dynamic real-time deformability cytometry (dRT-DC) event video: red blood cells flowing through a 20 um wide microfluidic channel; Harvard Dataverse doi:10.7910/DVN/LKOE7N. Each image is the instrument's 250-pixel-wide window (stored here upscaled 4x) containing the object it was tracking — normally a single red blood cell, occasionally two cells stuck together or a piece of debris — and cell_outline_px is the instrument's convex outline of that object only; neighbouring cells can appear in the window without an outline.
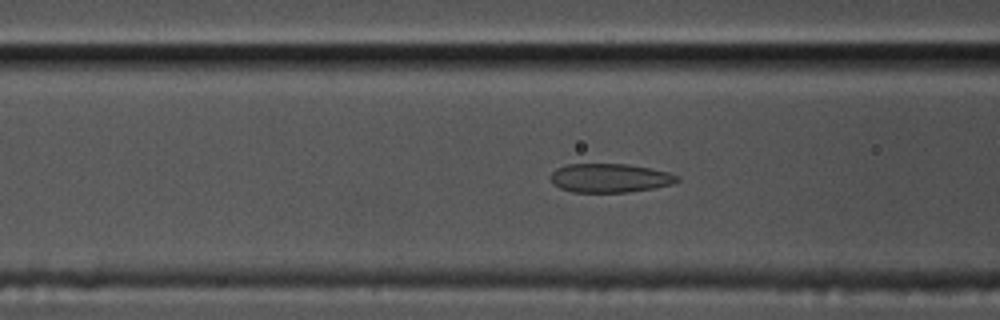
{"species": "common noctule bat (a hibernating species)", "species_latin": "Nyctalus noctula", "temperature_condition": "cold", "stored_images_in_passage": 45, "camera_frame_rate_fps": 3000, "um_per_image_px": 0.085, "animal": {"sex": "male", "body_mass_g": 17.5, "forearm_length_mm": 52.3}, "frame": {"image": 1, "passage_image": 20, "time_ms": 6.333, "image_size_px": [1000, 320], "cell_outline_px": [[680, 180], [672, 184], [652, 188], [628, 192], [572, 192], [560, 188], [552, 184], [552, 172], [556, 168], [568, 164], [628, 164], [668, 172], [680, 176]], "centroid_in_image_um": [51.84, 15.13], "position_along_channel_um": 114.8, "area_um2": 21.21}}
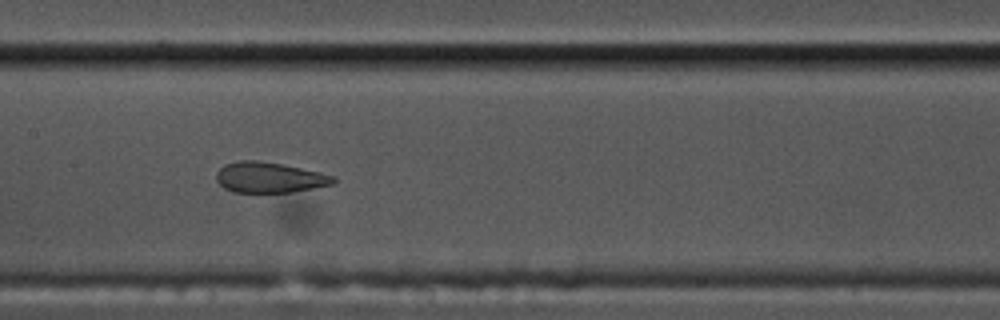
{"frame": {"image": 2, "passage_image": 26, "time_ms": 8.333, "image_size_px": [1000, 320], "cell_outline_px": [[336, 180], [332, 184], [292, 192], [232, 192], [224, 188], [216, 180], [216, 172], [224, 164], [240, 160], [256, 160], [284, 164], [320, 172], [336, 176]], "centroid_in_image_um": [22.88, 15.07], "position_along_channel_um": 184.5, "area_um2": 20.92}}
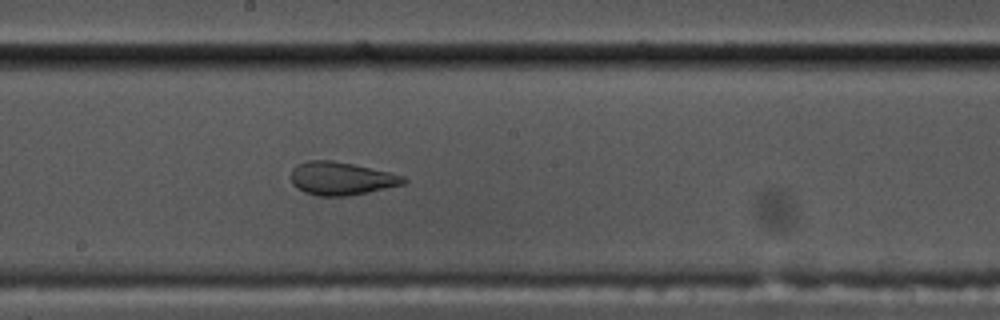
{"frame": {"image": 3, "passage_image": 29, "time_ms": 9.333, "image_size_px": [1000, 320], "cell_outline_px": [[408, 180], [404, 184], [368, 192], [344, 196], [316, 196], [304, 192], [296, 188], [292, 184], [292, 168], [296, 164], [308, 160], [332, 160], [352, 164], [388, 172], [404, 176]], "centroid_in_image_um": [28.97, 15.17], "position_along_channel_um": 219.2, "area_um2": 21.68}}